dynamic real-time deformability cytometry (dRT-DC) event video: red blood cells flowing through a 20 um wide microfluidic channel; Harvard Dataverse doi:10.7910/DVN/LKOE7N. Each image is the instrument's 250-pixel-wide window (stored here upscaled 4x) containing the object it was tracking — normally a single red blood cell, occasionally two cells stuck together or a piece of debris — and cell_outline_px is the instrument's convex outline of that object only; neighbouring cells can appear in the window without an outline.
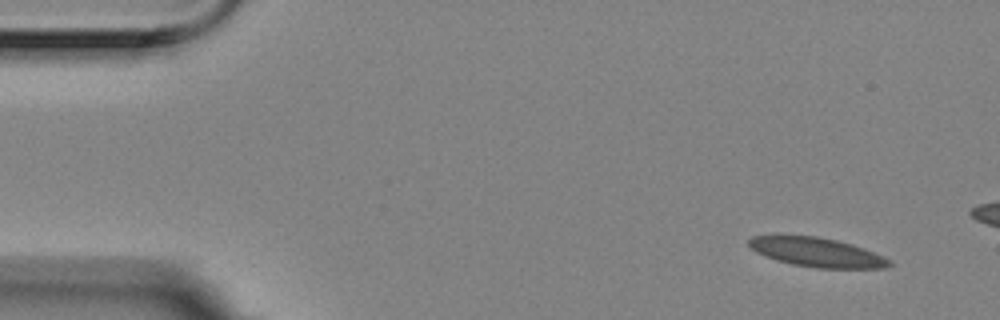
{"species": "Egyptian fruit bat (a non-hibernating species)", "species_latin": "Rousettus aegyptiacus", "temperature_condition": "room temperature", "stored_images_in_passage": 4, "camera_frame_rate_fps": 3000, "um_per_image_px": 0.085, "animal": {"sex": "female"}, "frame": {"image": 1, "passage_image": 1, "time_ms": 0.0, "image_size_px": [1000, 320], "cell_outline_px": [[892, 264], [888, 268], [816, 268], [792, 264], [776, 260], [756, 252], [748, 244], [748, 240], [752, 236], [816, 236], [836, 240], [852, 244], [864, 248], [884, 256], [892, 260]], "centroid_in_image_um": [69.49, 21.45], "position_along_channel_um": 15.5, "area_um2": 23.81}}